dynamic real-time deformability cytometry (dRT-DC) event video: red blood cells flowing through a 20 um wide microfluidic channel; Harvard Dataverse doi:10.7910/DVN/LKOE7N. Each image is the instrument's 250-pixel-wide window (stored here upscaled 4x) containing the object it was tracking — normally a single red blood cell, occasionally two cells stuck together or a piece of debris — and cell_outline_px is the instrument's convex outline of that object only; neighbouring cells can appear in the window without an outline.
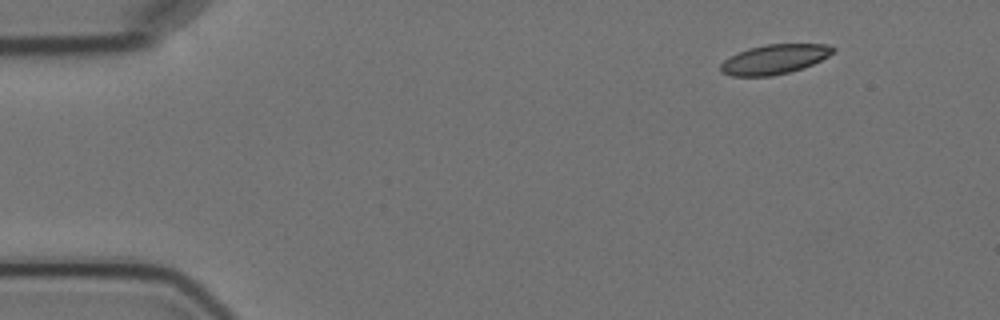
{"species": "Egyptian fruit bat (a non-hibernating species)", "species_latin": "Rousettus aegyptiacus", "temperature_condition": "cold", "stored_images_in_passage": 4, "camera_frame_rate_fps": 3000, "um_per_image_px": 0.085, "animal": {"sex": "female"}, "frame": {"image": 1, "passage_image": 1, "time_ms": 0.0, "image_size_px": [1000, 320], "cell_outline_px": [[836, 48], [828, 56], [804, 68], [772, 76], [732, 76], [720, 72], [720, 64], [728, 56], [736, 52], [748, 48], [768, 44], [828, 44]], "centroid_in_image_um": [65.78, 5.04], "position_along_channel_um": 19.2, "area_um2": 19.48}}
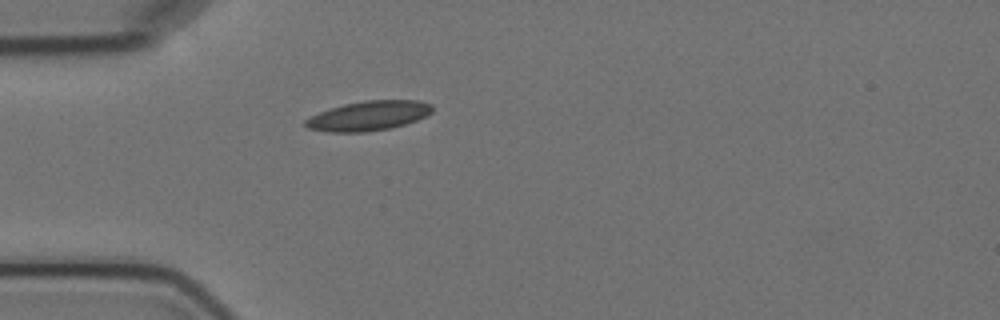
{"frame": {"image": 2, "passage_image": 4, "time_ms": 3.333, "image_size_px": [1000, 320], "cell_outline_px": [[432, 112], [416, 120], [392, 128], [364, 132], [328, 132], [308, 128], [304, 124], [304, 120], [320, 112], [344, 104], [364, 100], [416, 100], [432, 104]], "centroid_in_image_um": [31.33, 9.84], "position_along_channel_um": 53.7, "area_um2": 21.73}}